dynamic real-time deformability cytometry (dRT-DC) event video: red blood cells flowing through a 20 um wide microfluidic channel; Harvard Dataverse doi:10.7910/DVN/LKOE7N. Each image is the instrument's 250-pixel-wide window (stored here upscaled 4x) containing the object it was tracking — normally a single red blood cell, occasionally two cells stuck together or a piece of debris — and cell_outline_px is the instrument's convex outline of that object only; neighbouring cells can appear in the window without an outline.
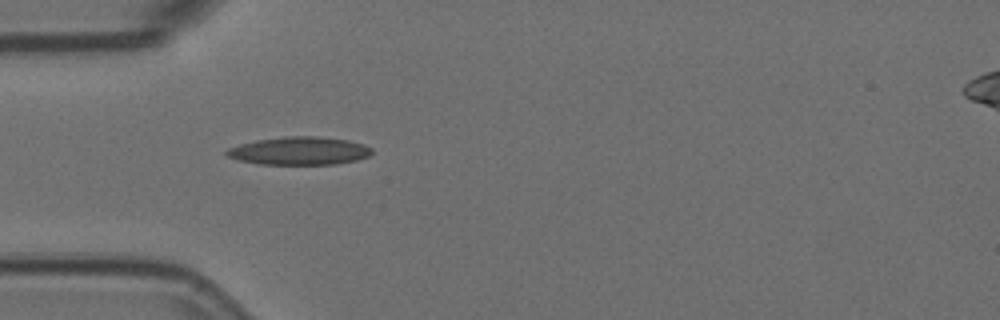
{"species": "Egyptian fruit bat (a non-hibernating species)", "species_latin": "Rousettus aegyptiacus", "temperature_condition": "room temperature", "stored_images_in_passage": 5, "camera_frame_rate_fps": 3000, "um_per_image_px": 0.085, "animal": {"sex": "female"}, "frame": {"image": 1, "passage_image": 2, "time_ms": 0.333, "image_size_px": [1000, 320], "cell_outline_px": [[372, 152], [368, 156], [356, 160], [336, 164], [260, 164], [236, 160], [228, 156], [224, 152], [228, 148], [240, 144], [256, 140], [284, 136], [316, 136], [348, 140], [364, 144], [372, 148]], "centroid_in_image_um": [25.43, 12.82], "position_along_channel_um": 59.6, "area_um2": 23.76}}
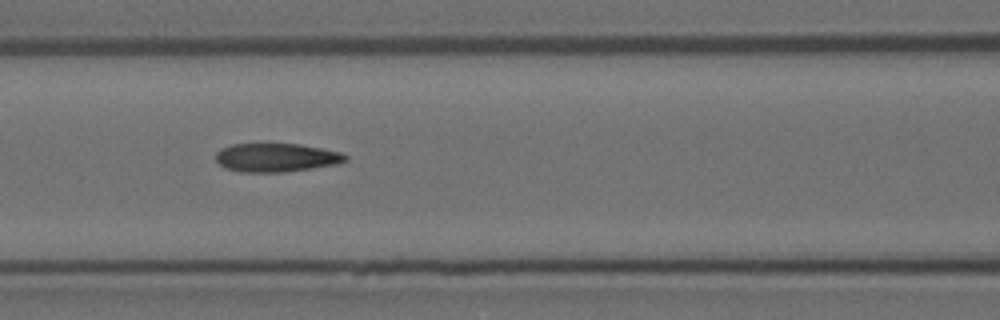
{"frame": {"image": 2, "passage_image": 4, "time_ms": 1.0, "image_size_px": [1000, 320], "cell_outline_px": [[348, 160], [336, 164], [312, 168], [284, 172], [240, 172], [224, 168], [216, 160], [216, 152], [220, 148], [232, 144], [300, 144], [340, 152], [348, 156]], "centroid_in_image_um": [23.45, 13.39], "position_along_channel_um": 143.1, "area_um2": 21.62}}
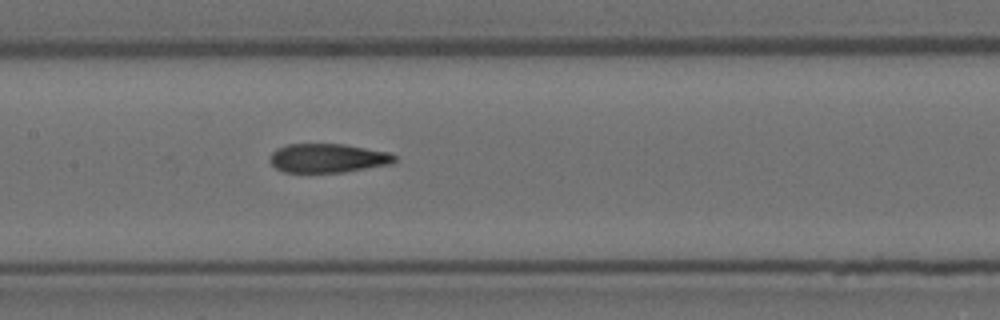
{"frame": {"image": 3, "passage_image": 5, "time_ms": 1.333, "image_size_px": [1000, 320], "cell_outline_px": [[396, 160], [392, 164], [344, 172], [284, 172], [276, 168], [268, 160], [272, 152], [276, 148], [288, 144], [344, 144], [388, 152], [396, 156]], "centroid_in_image_um": [27.85, 13.44], "position_along_channel_um": 179.5, "area_um2": 21.1}}